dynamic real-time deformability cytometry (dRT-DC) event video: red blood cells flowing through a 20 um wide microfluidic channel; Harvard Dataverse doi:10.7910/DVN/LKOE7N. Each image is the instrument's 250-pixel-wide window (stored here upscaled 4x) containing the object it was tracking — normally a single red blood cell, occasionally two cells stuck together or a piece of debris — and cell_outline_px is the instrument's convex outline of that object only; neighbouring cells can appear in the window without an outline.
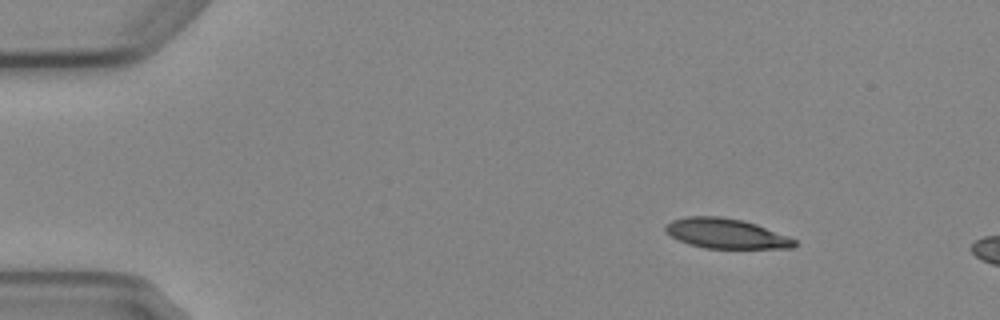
{"species": "Egyptian fruit bat (a non-hibernating species)", "species_latin": "Rousettus aegyptiacus", "temperature_condition": "cold", "stored_images_in_passage": 4, "camera_frame_rate_fps": 3000, "um_per_image_px": 0.085, "animal": {"sex": "female"}, "frame": {"image": 1, "passage_image": 2, "time_ms": 1.0, "image_size_px": [1000, 320], "cell_outline_px": [[796, 244], [792, 248], [704, 248], [688, 244], [672, 236], [664, 228], [672, 220], [688, 216], [720, 216], [744, 220], [756, 224], [788, 236], [796, 240]], "centroid_in_image_um": [61.73, 19.84], "position_along_channel_um": 23.3, "area_um2": 22.31}}